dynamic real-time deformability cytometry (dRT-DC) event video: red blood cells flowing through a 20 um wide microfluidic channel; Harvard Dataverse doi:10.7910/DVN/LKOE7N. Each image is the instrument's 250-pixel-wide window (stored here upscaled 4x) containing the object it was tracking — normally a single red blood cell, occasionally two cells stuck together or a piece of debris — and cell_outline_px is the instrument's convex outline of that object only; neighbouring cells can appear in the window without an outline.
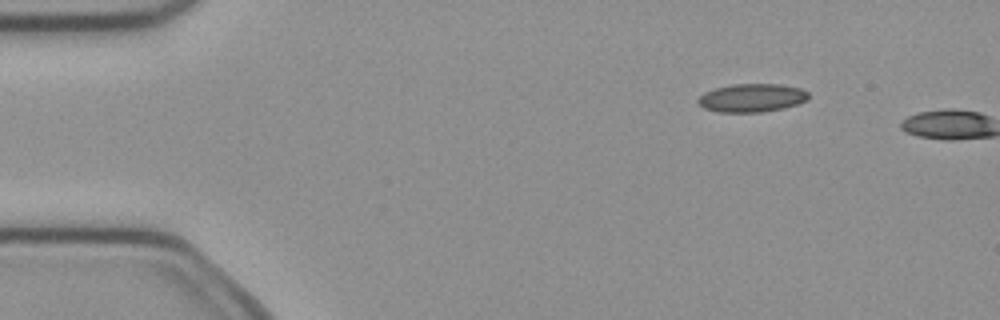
{"species": "common noctule bat (a hibernating species)", "species_latin": "Nyctalus noctula", "temperature_condition": "cold", "stored_images_in_passage": 3, "camera_frame_rate_fps": 3000, "um_per_image_px": 0.085, "animal": {"sex": "female", "body_mass_g": 21.9}, "frame": {"image": 1, "passage_image": 2, "time_ms": 0.333, "image_size_px": [1000, 320], "cell_outline_px": [[808, 100], [784, 108], [764, 112], [720, 112], [704, 108], [696, 100], [704, 92], [716, 88], [732, 84], [780, 84], [800, 88], [808, 92]], "centroid_in_image_um": [63.91, 8.32], "position_along_channel_um": 21.1, "area_um2": 18.21}}